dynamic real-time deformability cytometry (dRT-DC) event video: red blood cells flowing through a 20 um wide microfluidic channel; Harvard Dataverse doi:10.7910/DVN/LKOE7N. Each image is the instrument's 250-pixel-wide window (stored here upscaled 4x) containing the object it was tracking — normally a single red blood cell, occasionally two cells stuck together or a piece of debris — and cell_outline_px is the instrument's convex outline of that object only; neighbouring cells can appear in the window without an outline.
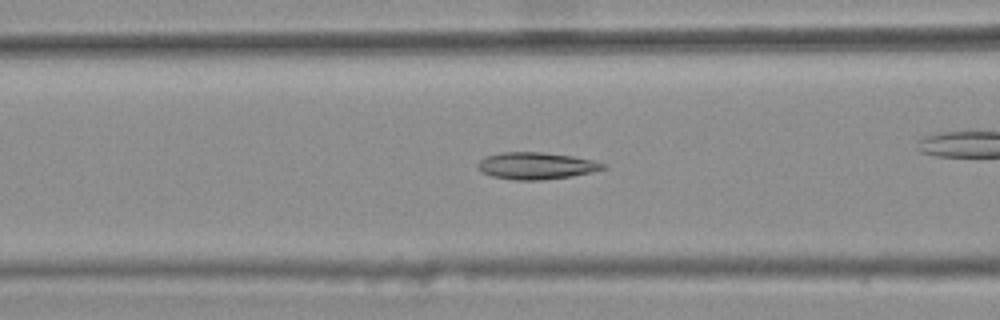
{"species": "common noctule bat (a hibernating species)", "species_latin": "Nyctalus noctula", "temperature_condition": "warm", "stored_images_in_passage": 34, "camera_frame_rate_fps": 3000, "um_per_image_px": 0.085, "animal": {"sex": "female", "body_mass_g": 25.1}, "frame": {"image": 1, "passage_image": 11, "time_ms": 3.333, "image_size_px": [1000, 320], "cell_outline_px": [[608, 168], [592, 172], [572, 176], [544, 180], [516, 180], [492, 176], [476, 168], [476, 164], [484, 156], [500, 152], [544, 152], [572, 156], [592, 160], [604, 164]], "centroid_in_image_um": [45.55, 14.09], "position_along_channel_um": 121.0, "area_um2": 19.77}}
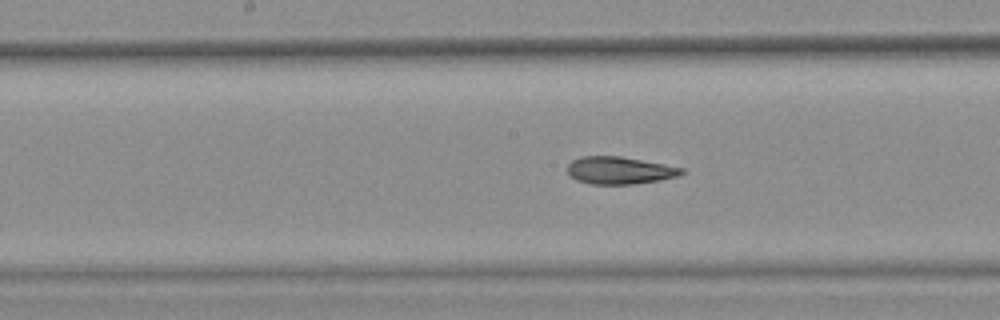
{"frame": {"image": 2, "passage_image": 17, "time_ms": 5.333, "image_size_px": [1000, 320], "cell_outline_px": [[684, 172], [676, 176], [660, 180], [636, 184], [592, 184], [576, 180], [568, 176], [568, 164], [572, 160], [580, 156], [620, 156], [664, 164], [684, 168]], "centroid_in_image_um": [52.63, 14.48], "position_along_channel_um": 195.6, "area_um2": 18.26}}
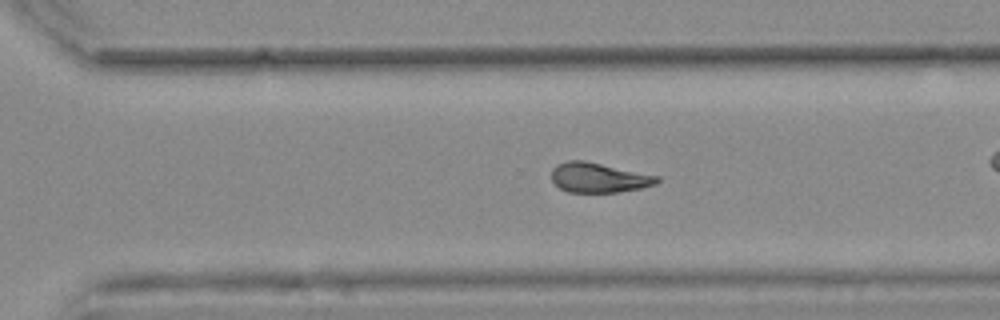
{"frame": {"image": 3, "passage_image": 27, "time_ms": 8.667, "image_size_px": [1000, 320], "cell_outline_px": [[660, 180], [656, 184], [640, 188], [616, 192], [568, 192], [560, 188], [552, 180], [552, 168], [556, 164], [568, 160], [584, 160], [660, 176]], "centroid_in_image_um": [50.89, 15.09], "position_along_channel_um": 319.7, "area_um2": 18.32}, "authors_computed_cell_mechanics": {"area_um2": 18.6405, "velocity_mm_per_s": 3.7313, "shape_relaxation_time_tau1_ms": null, "shape_relaxation_time_tau2_ms": 3.0679, "deformation_change_tau1": null, "deformation_change_tau2": 0.1034}}